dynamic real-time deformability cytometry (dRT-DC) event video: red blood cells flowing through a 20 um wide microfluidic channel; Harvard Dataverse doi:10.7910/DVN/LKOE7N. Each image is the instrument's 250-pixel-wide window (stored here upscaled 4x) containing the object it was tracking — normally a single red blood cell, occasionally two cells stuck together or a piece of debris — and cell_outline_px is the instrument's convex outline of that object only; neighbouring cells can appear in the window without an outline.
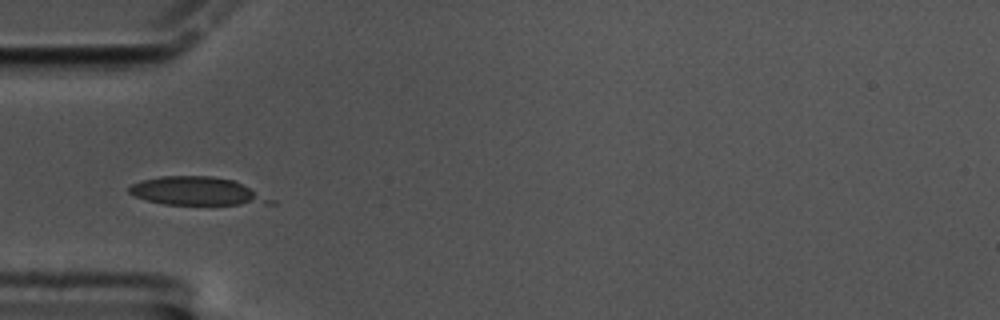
{"species": "common noctule bat (a hibernating species)", "species_latin": "Nyctalus noctula", "temperature_condition": "cold", "stored_images_in_passage": 42, "camera_frame_rate_fps": 3000, "um_per_image_px": 0.085, "animal": {"sex": "male", "body_mass_g": 17.5, "forearm_length_mm": 52.3}, "frame": {"image": 1, "passage_image": 1, "time_ms": 0.0, "image_size_px": [1000, 320], "cell_outline_px": [[276, 204], [164, 204], [148, 200], [136, 196], [128, 192], [128, 188], [132, 184], [140, 180], [160, 176], [212, 176], [236, 180], [276, 200]], "centroid_in_image_um": [16.79, 16.24], "position_along_channel_um": 68.2, "area_um2": 23.29}}
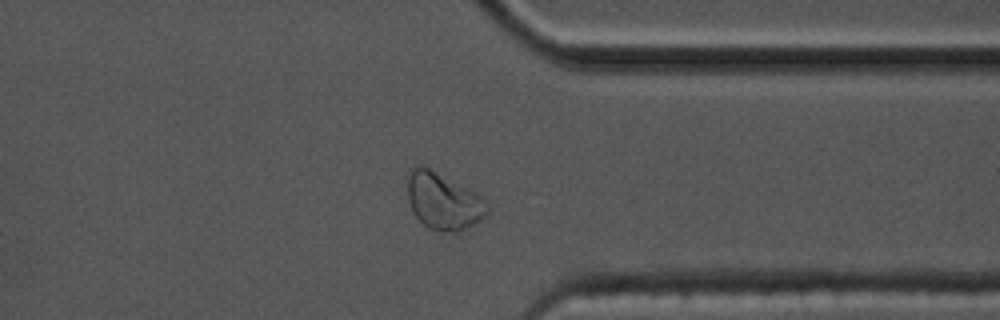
{"frame": {"image": 2, "passage_image": 29, "time_ms": 9.333, "image_size_px": [1000, 320], "cell_outline_px": [[488, 212], [480, 220], [468, 228], [456, 232], [444, 232], [428, 228], [416, 216], [408, 200], [408, 176], [412, 168], [416, 164], [424, 164], [484, 196], [488, 208]], "centroid_in_image_um": [37.7, 17.07], "position_along_channel_um": 373.7, "area_um2": 26.7}}
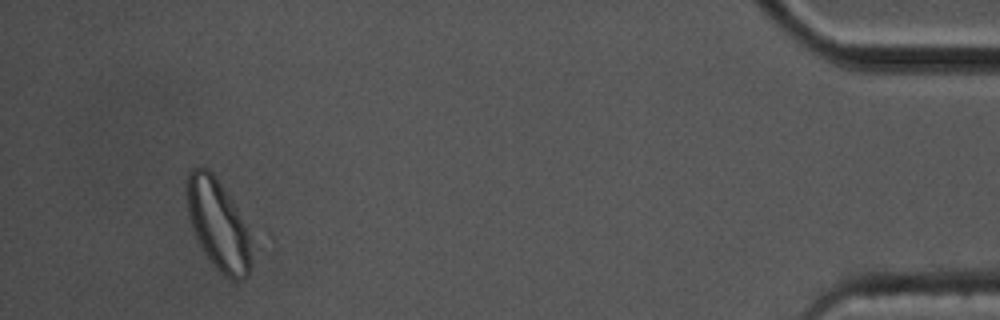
{"frame": {"image": 3, "passage_image": 39, "time_ms": 12.667, "image_size_px": [1000, 320], "cell_outline_px": [[252, 264], [248, 276], [244, 280], [228, 280], [212, 264], [204, 252], [196, 236], [188, 212], [184, 192], [184, 184], [188, 172], [192, 168], [200, 164], [208, 168], [212, 172], [232, 200], [240, 216], [248, 236]], "centroid_in_image_um": [18.49, 19.05], "position_along_channel_um": 416.7, "area_um2": 34.1}, "authors_computed_cell_mechanics": {"area_um2": 21.5016, "velocity_mm_per_s": 3.3055, "shape_relaxation_time_tau1_ms": 7.7773, "shape_relaxation_time_tau2_ms": 2.5197, "deformation_change_tau1": 0.1141, "deformation_change_tau2": 0.0626}}